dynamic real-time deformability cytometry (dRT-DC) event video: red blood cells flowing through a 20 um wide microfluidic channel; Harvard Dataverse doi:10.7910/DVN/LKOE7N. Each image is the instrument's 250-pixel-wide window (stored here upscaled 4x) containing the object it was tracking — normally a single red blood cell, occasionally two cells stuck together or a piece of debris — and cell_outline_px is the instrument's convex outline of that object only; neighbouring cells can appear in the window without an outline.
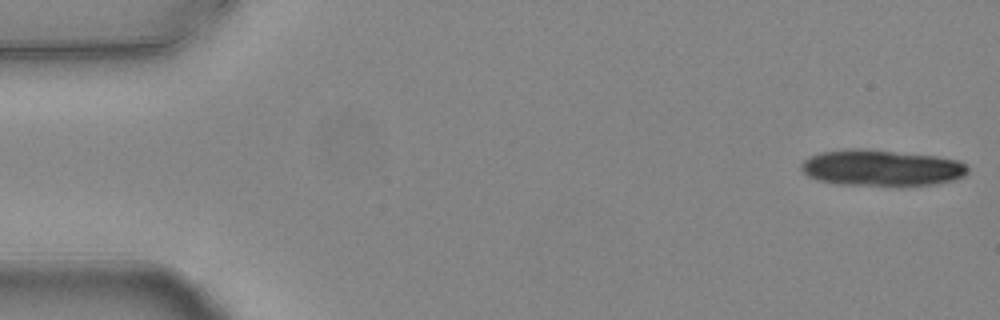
{"species": "common noctule bat (a hibernating species)", "species_latin": "Nyctalus noctula", "temperature_condition": "warm", "stored_images_in_passage": 15, "camera_frame_rate_fps": 3000, "um_per_image_px": 0.085, "animal": {"sex": "female", "body_mass_g": 24.6, "forearm_length_mm": 56.2}, "frame": {"image": 1, "passage_image": 1, "time_ms": 0.0, "image_size_px": [1000, 320], "cell_outline_px": [[968, 172], [964, 176], [952, 180], [936, 184], [840, 184], [816, 180], [808, 176], [800, 168], [800, 164], [808, 156], [820, 152], [844, 148], [868, 148], [936, 156], [956, 160], [964, 164], [968, 168]], "centroid_in_image_um": [74.86, 14.23], "position_along_channel_um": 10.1, "area_um2": 34.97}}